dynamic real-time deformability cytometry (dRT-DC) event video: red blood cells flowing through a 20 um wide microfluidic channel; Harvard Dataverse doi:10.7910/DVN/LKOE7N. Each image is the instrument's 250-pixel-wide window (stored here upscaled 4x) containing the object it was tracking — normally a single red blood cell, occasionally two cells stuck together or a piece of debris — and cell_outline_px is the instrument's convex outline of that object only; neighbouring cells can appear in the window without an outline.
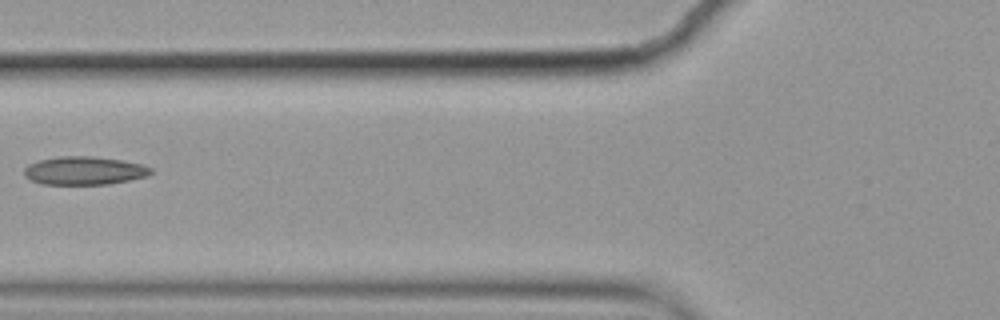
{"species": "common noctule bat (a hibernating species)", "species_latin": "Nyctalus noctula", "temperature_condition": "cold", "stored_images_in_passage": 6, "camera_frame_rate_fps": 3000, "um_per_image_px": 0.085, "animal": {"sex": "female", "body_mass_g": 19.9}, "frame": {"image": 1, "passage_image": 6, "time_ms": 1.667, "image_size_px": [1000, 320], "cell_outline_px": [[152, 172], [148, 176], [108, 184], [44, 184], [32, 180], [24, 176], [24, 168], [28, 164], [40, 160], [60, 156], [92, 156], [120, 160], [140, 164], [152, 168]], "centroid_in_image_um": [7.15, 14.5], "position_along_channel_um": 118.7, "area_um2": 20.69}}